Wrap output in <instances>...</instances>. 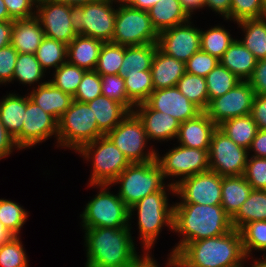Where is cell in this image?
<instances>
[{
    "label": "cell",
    "instance_id": "277c9868",
    "mask_svg": "<svg viewBox=\"0 0 266 267\" xmlns=\"http://www.w3.org/2000/svg\"><path fill=\"white\" fill-rule=\"evenodd\" d=\"M168 187V188H166ZM168 192L175 194V186L167 184L162 190L144 197L129 208V220L134 211H137L139 236L144 251H150L154 246L164 226L173 230V208L168 203Z\"/></svg>",
    "mask_w": 266,
    "mask_h": 267
},
{
    "label": "cell",
    "instance_id": "5bb4252c",
    "mask_svg": "<svg viewBox=\"0 0 266 267\" xmlns=\"http://www.w3.org/2000/svg\"><path fill=\"white\" fill-rule=\"evenodd\" d=\"M254 98L250 83L241 81L225 95L213 99L205 112L219 126L226 120L250 115Z\"/></svg>",
    "mask_w": 266,
    "mask_h": 267
},
{
    "label": "cell",
    "instance_id": "f907efd6",
    "mask_svg": "<svg viewBox=\"0 0 266 267\" xmlns=\"http://www.w3.org/2000/svg\"><path fill=\"white\" fill-rule=\"evenodd\" d=\"M219 63L217 57L200 49L185 63V67L189 74L206 77Z\"/></svg>",
    "mask_w": 266,
    "mask_h": 267
},
{
    "label": "cell",
    "instance_id": "d4e9b609",
    "mask_svg": "<svg viewBox=\"0 0 266 267\" xmlns=\"http://www.w3.org/2000/svg\"><path fill=\"white\" fill-rule=\"evenodd\" d=\"M103 44L101 40L77 35L67 45V62L85 70H95Z\"/></svg>",
    "mask_w": 266,
    "mask_h": 267
},
{
    "label": "cell",
    "instance_id": "8fae6325",
    "mask_svg": "<svg viewBox=\"0 0 266 267\" xmlns=\"http://www.w3.org/2000/svg\"><path fill=\"white\" fill-rule=\"evenodd\" d=\"M106 136L121 150L130 163H144L156 159L157 150L146 148L147 134L142 121L134 112L128 115Z\"/></svg>",
    "mask_w": 266,
    "mask_h": 267
},
{
    "label": "cell",
    "instance_id": "e0dca14e",
    "mask_svg": "<svg viewBox=\"0 0 266 267\" xmlns=\"http://www.w3.org/2000/svg\"><path fill=\"white\" fill-rule=\"evenodd\" d=\"M189 20L184 24L161 31L158 35V48L176 60L186 63L201 49V30Z\"/></svg>",
    "mask_w": 266,
    "mask_h": 267
},
{
    "label": "cell",
    "instance_id": "836d02e7",
    "mask_svg": "<svg viewBox=\"0 0 266 267\" xmlns=\"http://www.w3.org/2000/svg\"><path fill=\"white\" fill-rule=\"evenodd\" d=\"M218 128L237 145L247 150L258 132V127L251 115L226 120Z\"/></svg>",
    "mask_w": 266,
    "mask_h": 267
},
{
    "label": "cell",
    "instance_id": "603a6c76",
    "mask_svg": "<svg viewBox=\"0 0 266 267\" xmlns=\"http://www.w3.org/2000/svg\"><path fill=\"white\" fill-rule=\"evenodd\" d=\"M45 37L36 16L13 20L11 45L19 54H35Z\"/></svg>",
    "mask_w": 266,
    "mask_h": 267
},
{
    "label": "cell",
    "instance_id": "c3c4849f",
    "mask_svg": "<svg viewBox=\"0 0 266 267\" xmlns=\"http://www.w3.org/2000/svg\"><path fill=\"white\" fill-rule=\"evenodd\" d=\"M102 95L101 77L95 70H87L73 99L87 103Z\"/></svg>",
    "mask_w": 266,
    "mask_h": 267
},
{
    "label": "cell",
    "instance_id": "7c38bea8",
    "mask_svg": "<svg viewBox=\"0 0 266 267\" xmlns=\"http://www.w3.org/2000/svg\"><path fill=\"white\" fill-rule=\"evenodd\" d=\"M156 160L160 164L164 178L180 176V180L171 182L173 186L187 177L210 170L209 150L189 148L180 144L169 149L161 157L157 151Z\"/></svg>",
    "mask_w": 266,
    "mask_h": 267
},
{
    "label": "cell",
    "instance_id": "44dd1931",
    "mask_svg": "<svg viewBox=\"0 0 266 267\" xmlns=\"http://www.w3.org/2000/svg\"><path fill=\"white\" fill-rule=\"evenodd\" d=\"M217 127L207 113L202 111L195 118L180 123L176 139L182 146L209 150L212 134Z\"/></svg>",
    "mask_w": 266,
    "mask_h": 267
},
{
    "label": "cell",
    "instance_id": "484cf974",
    "mask_svg": "<svg viewBox=\"0 0 266 267\" xmlns=\"http://www.w3.org/2000/svg\"><path fill=\"white\" fill-rule=\"evenodd\" d=\"M87 104L95 115L98 129L104 135L113 130L130 112L123 104L103 95Z\"/></svg>",
    "mask_w": 266,
    "mask_h": 267
},
{
    "label": "cell",
    "instance_id": "2e32d148",
    "mask_svg": "<svg viewBox=\"0 0 266 267\" xmlns=\"http://www.w3.org/2000/svg\"><path fill=\"white\" fill-rule=\"evenodd\" d=\"M57 138L58 121L26 96V110L22 131L14 138L19 149L35 146L48 137Z\"/></svg>",
    "mask_w": 266,
    "mask_h": 267
},
{
    "label": "cell",
    "instance_id": "03108f58",
    "mask_svg": "<svg viewBox=\"0 0 266 267\" xmlns=\"http://www.w3.org/2000/svg\"><path fill=\"white\" fill-rule=\"evenodd\" d=\"M12 237L11 233L0 222V246Z\"/></svg>",
    "mask_w": 266,
    "mask_h": 267
},
{
    "label": "cell",
    "instance_id": "5b68a950",
    "mask_svg": "<svg viewBox=\"0 0 266 267\" xmlns=\"http://www.w3.org/2000/svg\"><path fill=\"white\" fill-rule=\"evenodd\" d=\"M104 134L97 127V120L87 103L73 100L58 121L57 146L78 151L87 143Z\"/></svg>",
    "mask_w": 266,
    "mask_h": 267
},
{
    "label": "cell",
    "instance_id": "be15d7a7",
    "mask_svg": "<svg viewBox=\"0 0 266 267\" xmlns=\"http://www.w3.org/2000/svg\"><path fill=\"white\" fill-rule=\"evenodd\" d=\"M159 1L162 0H124L129 6L143 11H148Z\"/></svg>",
    "mask_w": 266,
    "mask_h": 267
},
{
    "label": "cell",
    "instance_id": "f35d334b",
    "mask_svg": "<svg viewBox=\"0 0 266 267\" xmlns=\"http://www.w3.org/2000/svg\"><path fill=\"white\" fill-rule=\"evenodd\" d=\"M207 92L209 103L238 85L241 80L219 63L206 77Z\"/></svg>",
    "mask_w": 266,
    "mask_h": 267
},
{
    "label": "cell",
    "instance_id": "bcb514c9",
    "mask_svg": "<svg viewBox=\"0 0 266 267\" xmlns=\"http://www.w3.org/2000/svg\"><path fill=\"white\" fill-rule=\"evenodd\" d=\"M102 95L123 104L130 112L134 111L135 105L128 99L125 80L119 74L100 75Z\"/></svg>",
    "mask_w": 266,
    "mask_h": 267
},
{
    "label": "cell",
    "instance_id": "e7e4bbea",
    "mask_svg": "<svg viewBox=\"0 0 266 267\" xmlns=\"http://www.w3.org/2000/svg\"><path fill=\"white\" fill-rule=\"evenodd\" d=\"M13 20L7 11L6 5L3 0H0V22Z\"/></svg>",
    "mask_w": 266,
    "mask_h": 267
},
{
    "label": "cell",
    "instance_id": "2644e50d",
    "mask_svg": "<svg viewBox=\"0 0 266 267\" xmlns=\"http://www.w3.org/2000/svg\"><path fill=\"white\" fill-rule=\"evenodd\" d=\"M262 3H263V8H264V10L266 12V0H262Z\"/></svg>",
    "mask_w": 266,
    "mask_h": 267
},
{
    "label": "cell",
    "instance_id": "db71d44e",
    "mask_svg": "<svg viewBox=\"0 0 266 267\" xmlns=\"http://www.w3.org/2000/svg\"><path fill=\"white\" fill-rule=\"evenodd\" d=\"M247 81L255 95H266V59L257 60L253 74Z\"/></svg>",
    "mask_w": 266,
    "mask_h": 267
},
{
    "label": "cell",
    "instance_id": "d6a6232c",
    "mask_svg": "<svg viewBox=\"0 0 266 267\" xmlns=\"http://www.w3.org/2000/svg\"><path fill=\"white\" fill-rule=\"evenodd\" d=\"M266 220V190H254L231 218L234 229L240 230L245 224Z\"/></svg>",
    "mask_w": 266,
    "mask_h": 267
},
{
    "label": "cell",
    "instance_id": "89a4df30",
    "mask_svg": "<svg viewBox=\"0 0 266 267\" xmlns=\"http://www.w3.org/2000/svg\"><path fill=\"white\" fill-rule=\"evenodd\" d=\"M53 1L69 5V0H53Z\"/></svg>",
    "mask_w": 266,
    "mask_h": 267
},
{
    "label": "cell",
    "instance_id": "6f0895ef",
    "mask_svg": "<svg viewBox=\"0 0 266 267\" xmlns=\"http://www.w3.org/2000/svg\"><path fill=\"white\" fill-rule=\"evenodd\" d=\"M250 151L254 152L252 156L266 158V130H258L248 149V153Z\"/></svg>",
    "mask_w": 266,
    "mask_h": 267
},
{
    "label": "cell",
    "instance_id": "7dc6e473",
    "mask_svg": "<svg viewBox=\"0 0 266 267\" xmlns=\"http://www.w3.org/2000/svg\"><path fill=\"white\" fill-rule=\"evenodd\" d=\"M266 16L262 0H231L230 16L226 20L236 23L246 19H256Z\"/></svg>",
    "mask_w": 266,
    "mask_h": 267
},
{
    "label": "cell",
    "instance_id": "7a4b0ae2",
    "mask_svg": "<svg viewBox=\"0 0 266 267\" xmlns=\"http://www.w3.org/2000/svg\"><path fill=\"white\" fill-rule=\"evenodd\" d=\"M173 232L182 239L172 249L175 254L187 243L221 236L233 228L231 217L221 205L173 204Z\"/></svg>",
    "mask_w": 266,
    "mask_h": 267
},
{
    "label": "cell",
    "instance_id": "6125c7cd",
    "mask_svg": "<svg viewBox=\"0 0 266 267\" xmlns=\"http://www.w3.org/2000/svg\"><path fill=\"white\" fill-rule=\"evenodd\" d=\"M181 2L183 10L191 18L193 12L198 9L204 8V0H179Z\"/></svg>",
    "mask_w": 266,
    "mask_h": 267
},
{
    "label": "cell",
    "instance_id": "003e7915",
    "mask_svg": "<svg viewBox=\"0 0 266 267\" xmlns=\"http://www.w3.org/2000/svg\"><path fill=\"white\" fill-rule=\"evenodd\" d=\"M98 1V0H69V6H84L88 3Z\"/></svg>",
    "mask_w": 266,
    "mask_h": 267
},
{
    "label": "cell",
    "instance_id": "f546056e",
    "mask_svg": "<svg viewBox=\"0 0 266 267\" xmlns=\"http://www.w3.org/2000/svg\"><path fill=\"white\" fill-rule=\"evenodd\" d=\"M26 96L9 93L0 100V121L15 138L23 128Z\"/></svg>",
    "mask_w": 266,
    "mask_h": 267
},
{
    "label": "cell",
    "instance_id": "ee69618b",
    "mask_svg": "<svg viewBox=\"0 0 266 267\" xmlns=\"http://www.w3.org/2000/svg\"><path fill=\"white\" fill-rule=\"evenodd\" d=\"M240 233L247 259L252 255V250L266 252V220L247 223L240 229Z\"/></svg>",
    "mask_w": 266,
    "mask_h": 267
},
{
    "label": "cell",
    "instance_id": "d590c367",
    "mask_svg": "<svg viewBox=\"0 0 266 267\" xmlns=\"http://www.w3.org/2000/svg\"><path fill=\"white\" fill-rule=\"evenodd\" d=\"M35 55L45 72L51 67L56 70L67 62V45L45 36Z\"/></svg>",
    "mask_w": 266,
    "mask_h": 267
},
{
    "label": "cell",
    "instance_id": "8d00e7d4",
    "mask_svg": "<svg viewBox=\"0 0 266 267\" xmlns=\"http://www.w3.org/2000/svg\"><path fill=\"white\" fill-rule=\"evenodd\" d=\"M124 80L128 99L135 106L146 102L154 91L151 71L128 73Z\"/></svg>",
    "mask_w": 266,
    "mask_h": 267
},
{
    "label": "cell",
    "instance_id": "ab89813d",
    "mask_svg": "<svg viewBox=\"0 0 266 267\" xmlns=\"http://www.w3.org/2000/svg\"><path fill=\"white\" fill-rule=\"evenodd\" d=\"M230 32L223 26H214L208 30L201 29V50L220 59L234 41Z\"/></svg>",
    "mask_w": 266,
    "mask_h": 267
},
{
    "label": "cell",
    "instance_id": "9a60e30c",
    "mask_svg": "<svg viewBox=\"0 0 266 267\" xmlns=\"http://www.w3.org/2000/svg\"><path fill=\"white\" fill-rule=\"evenodd\" d=\"M222 176L214 171H206L187 177L175 185L178 203L221 205Z\"/></svg>",
    "mask_w": 266,
    "mask_h": 267
},
{
    "label": "cell",
    "instance_id": "91938a15",
    "mask_svg": "<svg viewBox=\"0 0 266 267\" xmlns=\"http://www.w3.org/2000/svg\"><path fill=\"white\" fill-rule=\"evenodd\" d=\"M13 20L0 22V49L11 44Z\"/></svg>",
    "mask_w": 266,
    "mask_h": 267
},
{
    "label": "cell",
    "instance_id": "60d3db41",
    "mask_svg": "<svg viewBox=\"0 0 266 267\" xmlns=\"http://www.w3.org/2000/svg\"><path fill=\"white\" fill-rule=\"evenodd\" d=\"M125 54V46L106 42L103 44L95 71L99 75L119 74Z\"/></svg>",
    "mask_w": 266,
    "mask_h": 267
},
{
    "label": "cell",
    "instance_id": "d6986e66",
    "mask_svg": "<svg viewBox=\"0 0 266 267\" xmlns=\"http://www.w3.org/2000/svg\"><path fill=\"white\" fill-rule=\"evenodd\" d=\"M146 103L153 110L171 115L180 123L193 119L202 112L176 86L154 90Z\"/></svg>",
    "mask_w": 266,
    "mask_h": 267
},
{
    "label": "cell",
    "instance_id": "e575fe53",
    "mask_svg": "<svg viewBox=\"0 0 266 267\" xmlns=\"http://www.w3.org/2000/svg\"><path fill=\"white\" fill-rule=\"evenodd\" d=\"M176 87L190 102L201 111H206L209 105V95L205 77L185 73L177 82Z\"/></svg>",
    "mask_w": 266,
    "mask_h": 267
},
{
    "label": "cell",
    "instance_id": "816d5d0a",
    "mask_svg": "<svg viewBox=\"0 0 266 267\" xmlns=\"http://www.w3.org/2000/svg\"><path fill=\"white\" fill-rule=\"evenodd\" d=\"M18 54L11 44L0 49V84L13 81Z\"/></svg>",
    "mask_w": 266,
    "mask_h": 267
},
{
    "label": "cell",
    "instance_id": "30bf717a",
    "mask_svg": "<svg viewBox=\"0 0 266 267\" xmlns=\"http://www.w3.org/2000/svg\"><path fill=\"white\" fill-rule=\"evenodd\" d=\"M112 43L140 46L158 42L159 33L153 27L148 11L135 9L119 0Z\"/></svg>",
    "mask_w": 266,
    "mask_h": 267
},
{
    "label": "cell",
    "instance_id": "11a10c76",
    "mask_svg": "<svg viewBox=\"0 0 266 267\" xmlns=\"http://www.w3.org/2000/svg\"><path fill=\"white\" fill-rule=\"evenodd\" d=\"M250 115L258 130H266V95H255Z\"/></svg>",
    "mask_w": 266,
    "mask_h": 267
},
{
    "label": "cell",
    "instance_id": "74e56055",
    "mask_svg": "<svg viewBox=\"0 0 266 267\" xmlns=\"http://www.w3.org/2000/svg\"><path fill=\"white\" fill-rule=\"evenodd\" d=\"M44 75L45 71L42 69L35 54H18L13 73V81L17 80L21 84H28L29 86L38 83L37 86H40L47 82H39L44 78Z\"/></svg>",
    "mask_w": 266,
    "mask_h": 267
},
{
    "label": "cell",
    "instance_id": "cb8c5ba5",
    "mask_svg": "<svg viewBox=\"0 0 266 267\" xmlns=\"http://www.w3.org/2000/svg\"><path fill=\"white\" fill-rule=\"evenodd\" d=\"M185 73L183 61L176 60L157 48L151 66L154 90L175 87Z\"/></svg>",
    "mask_w": 266,
    "mask_h": 267
},
{
    "label": "cell",
    "instance_id": "f1b7e54d",
    "mask_svg": "<svg viewBox=\"0 0 266 267\" xmlns=\"http://www.w3.org/2000/svg\"><path fill=\"white\" fill-rule=\"evenodd\" d=\"M251 191V185L243 175L222 176L221 206L231 218L247 200Z\"/></svg>",
    "mask_w": 266,
    "mask_h": 267
},
{
    "label": "cell",
    "instance_id": "ba28073f",
    "mask_svg": "<svg viewBox=\"0 0 266 267\" xmlns=\"http://www.w3.org/2000/svg\"><path fill=\"white\" fill-rule=\"evenodd\" d=\"M89 186L97 187L100 191L88 201L83 213L80 214L83 229L97 227L123 228L131 225V222H129V207L118 194L114 195L109 191L108 188L112 185L89 184Z\"/></svg>",
    "mask_w": 266,
    "mask_h": 267
},
{
    "label": "cell",
    "instance_id": "7402d4cb",
    "mask_svg": "<svg viewBox=\"0 0 266 267\" xmlns=\"http://www.w3.org/2000/svg\"><path fill=\"white\" fill-rule=\"evenodd\" d=\"M34 88L30 91V94L28 93L29 99L46 113L52 115L57 121L74 100L71 94L63 92L49 81Z\"/></svg>",
    "mask_w": 266,
    "mask_h": 267
},
{
    "label": "cell",
    "instance_id": "9f6ffc18",
    "mask_svg": "<svg viewBox=\"0 0 266 267\" xmlns=\"http://www.w3.org/2000/svg\"><path fill=\"white\" fill-rule=\"evenodd\" d=\"M20 150L14 137L6 130L0 121V159L8 157L13 149Z\"/></svg>",
    "mask_w": 266,
    "mask_h": 267
},
{
    "label": "cell",
    "instance_id": "4fadbf2b",
    "mask_svg": "<svg viewBox=\"0 0 266 267\" xmlns=\"http://www.w3.org/2000/svg\"><path fill=\"white\" fill-rule=\"evenodd\" d=\"M248 150L237 145L218 127L213 132L210 149V170L220 176H240L245 171Z\"/></svg>",
    "mask_w": 266,
    "mask_h": 267
},
{
    "label": "cell",
    "instance_id": "f6af8a7d",
    "mask_svg": "<svg viewBox=\"0 0 266 267\" xmlns=\"http://www.w3.org/2000/svg\"><path fill=\"white\" fill-rule=\"evenodd\" d=\"M1 267H28V258L19 236H12L0 246Z\"/></svg>",
    "mask_w": 266,
    "mask_h": 267
},
{
    "label": "cell",
    "instance_id": "680465c9",
    "mask_svg": "<svg viewBox=\"0 0 266 267\" xmlns=\"http://www.w3.org/2000/svg\"><path fill=\"white\" fill-rule=\"evenodd\" d=\"M204 7L227 19L230 16L231 0H204Z\"/></svg>",
    "mask_w": 266,
    "mask_h": 267
},
{
    "label": "cell",
    "instance_id": "681fc988",
    "mask_svg": "<svg viewBox=\"0 0 266 267\" xmlns=\"http://www.w3.org/2000/svg\"><path fill=\"white\" fill-rule=\"evenodd\" d=\"M243 177L254 190H266V158L248 156Z\"/></svg>",
    "mask_w": 266,
    "mask_h": 267
},
{
    "label": "cell",
    "instance_id": "4316f807",
    "mask_svg": "<svg viewBox=\"0 0 266 267\" xmlns=\"http://www.w3.org/2000/svg\"><path fill=\"white\" fill-rule=\"evenodd\" d=\"M219 62L241 81H247L253 74L257 59L240 40L235 39Z\"/></svg>",
    "mask_w": 266,
    "mask_h": 267
},
{
    "label": "cell",
    "instance_id": "ac0fdd59",
    "mask_svg": "<svg viewBox=\"0 0 266 267\" xmlns=\"http://www.w3.org/2000/svg\"><path fill=\"white\" fill-rule=\"evenodd\" d=\"M36 17L46 37L68 45L77 34L70 21V6L53 0H37Z\"/></svg>",
    "mask_w": 266,
    "mask_h": 267
},
{
    "label": "cell",
    "instance_id": "83f0119b",
    "mask_svg": "<svg viewBox=\"0 0 266 267\" xmlns=\"http://www.w3.org/2000/svg\"><path fill=\"white\" fill-rule=\"evenodd\" d=\"M148 13L158 33L191 20L179 0L159 1L148 10Z\"/></svg>",
    "mask_w": 266,
    "mask_h": 267
},
{
    "label": "cell",
    "instance_id": "f5cc1de1",
    "mask_svg": "<svg viewBox=\"0 0 266 267\" xmlns=\"http://www.w3.org/2000/svg\"><path fill=\"white\" fill-rule=\"evenodd\" d=\"M13 20L27 19L36 15L37 0H3Z\"/></svg>",
    "mask_w": 266,
    "mask_h": 267
},
{
    "label": "cell",
    "instance_id": "94428289",
    "mask_svg": "<svg viewBox=\"0 0 266 267\" xmlns=\"http://www.w3.org/2000/svg\"><path fill=\"white\" fill-rule=\"evenodd\" d=\"M144 254L143 256L139 255L130 267H159L152 255H150V251H145Z\"/></svg>",
    "mask_w": 266,
    "mask_h": 267
},
{
    "label": "cell",
    "instance_id": "6da1fadb",
    "mask_svg": "<svg viewBox=\"0 0 266 267\" xmlns=\"http://www.w3.org/2000/svg\"><path fill=\"white\" fill-rule=\"evenodd\" d=\"M167 267H244L247 260L240 230L185 244L168 255Z\"/></svg>",
    "mask_w": 266,
    "mask_h": 267
},
{
    "label": "cell",
    "instance_id": "1f68e13d",
    "mask_svg": "<svg viewBox=\"0 0 266 267\" xmlns=\"http://www.w3.org/2000/svg\"><path fill=\"white\" fill-rule=\"evenodd\" d=\"M158 44H146L140 46H125V54L119 75L128 73L151 71L152 61L157 51Z\"/></svg>",
    "mask_w": 266,
    "mask_h": 267
},
{
    "label": "cell",
    "instance_id": "52a82bcc",
    "mask_svg": "<svg viewBox=\"0 0 266 267\" xmlns=\"http://www.w3.org/2000/svg\"><path fill=\"white\" fill-rule=\"evenodd\" d=\"M119 0H98L84 6H70V21L77 35L111 42Z\"/></svg>",
    "mask_w": 266,
    "mask_h": 267
},
{
    "label": "cell",
    "instance_id": "ffe728a7",
    "mask_svg": "<svg viewBox=\"0 0 266 267\" xmlns=\"http://www.w3.org/2000/svg\"><path fill=\"white\" fill-rule=\"evenodd\" d=\"M133 112L142 121L149 141L177 138L180 122L171 115L153 110L146 102L136 105Z\"/></svg>",
    "mask_w": 266,
    "mask_h": 267
},
{
    "label": "cell",
    "instance_id": "8992f818",
    "mask_svg": "<svg viewBox=\"0 0 266 267\" xmlns=\"http://www.w3.org/2000/svg\"><path fill=\"white\" fill-rule=\"evenodd\" d=\"M164 175L157 160L144 163H130L111 183L120 184L117 193L130 208L144 197L165 186Z\"/></svg>",
    "mask_w": 266,
    "mask_h": 267
},
{
    "label": "cell",
    "instance_id": "3957f363",
    "mask_svg": "<svg viewBox=\"0 0 266 267\" xmlns=\"http://www.w3.org/2000/svg\"><path fill=\"white\" fill-rule=\"evenodd\" d=\"M131 226L84 229L87 262L85 267H130L139 256Z\"/></svg>",
    "mask_w": 266,
    "mask_h": 267
},
{
    "label": "cell",
    "instance_id": "7bdbcfd3",
    "mask_svg": "<svg viewBox=\"0 0 266 267\" xmlns=\"http://www.w3.org/2000/svg\"><path fill=\"white\" fill-rule=\"evenodd\" d=\"M86 71L83 68L66 62L54 71L53 78L49 82L63 92L74 96Z\"/></svg>",
    "mask_w": 266,
    "mask_h": 267
},
{
    "label": "cell",
    "instance_id": "a7ac6f4b",
    "mask_svg": "<svg viewBox=\"0 0 266 267\" xmlns=\"http://www.w3.org/2000/svg\"><path fill=\"white\" fill-rule=\"evenodd\" d=\"M250 265H252L250 267H266V256L263 255V260H261L260 258L259 260H256V259L255 261L253 260V263Z\"/></svg>",
    "mask_w": 266,
    "mask_h": 267
},
{
    "label": "cell",
    "instance_id": "b9f144b4",
    "mask_svg": "<svg viewBox=\"0 0 266 267\" xmlns=\"http://www.w3.org/2000/svg\"><path fill=\"white\" fill-rule=\"evenodd\" d=\"M28 211L15 201L0 199V222L11 233L19 236L20 230L27 221Z\"/></svg>",
    "mask_w": 266,
    "mask_h": 267
},
{
    "label": "cell",
    "instance_id": "9c48e42d",
    "mask_svg": "<svg viewBox=\"0 0 266 267\" xmlns=\"http://www.w3.org/2000/svg\"><path fill=\"white\" fill-rule=\"evenodd\" d=\"M77 152L83 159L92 161L90 185H111L130 164L126 156L106 135L85 144Z\"/></svg>",
    "mask_w": 266,
    "mask_h": 267
},
{
    "label": "cell",
    "instance_id": "4dcf8cb0",
    "mask_svg": "<svg viewBox=\"0 0 266 267\" xmlns=\"http://www.w3.org/2000/svg\"><path fill=\"white\" fill-rule=\"evenodd\" d=\"M245 33L240 42L257 60L266 59V16L246 19L237 23Z\"/></svg>",
    "mask_w": 266,
    "mask_h": 267
}]
</instances>
